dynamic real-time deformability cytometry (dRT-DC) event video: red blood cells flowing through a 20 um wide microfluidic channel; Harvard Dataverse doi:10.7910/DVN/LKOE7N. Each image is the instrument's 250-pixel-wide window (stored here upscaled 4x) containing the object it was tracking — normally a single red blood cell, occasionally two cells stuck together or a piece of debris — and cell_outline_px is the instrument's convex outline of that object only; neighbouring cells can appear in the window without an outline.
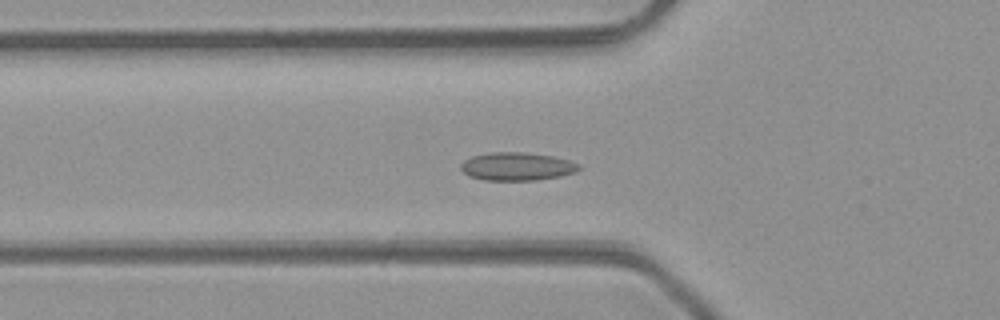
{"species": "common noctule bat (a hibernating species)", "species_latin": "Nyctalus noctula", "temperature_condition": "room temperature", "stored_images_in_passage": 47, "camera_frame_rate_fps": 3000, "um_per_image_px": 0.085, "animal": {"sex": "male", "body_mass_g": 23.1, "forearm_length_mm": 52.7}, "frame": {"image": 1, "passage_image": 15, "time_ms": 4.667, "image_size_px": [1000, 320], "cell_outline_px": [[580, 168], [576, 172], [560, 176], [536, 180], [484, 180], [472, 176], [464, 172], [460, 168], [460, 164], [464, 160], [472, 156], [488, 152], [524, 152], [552, 156], [568, 160], [580, 164]], "centroid_in_image_um": [43.94, 14.14], "position_along_channel_um": 81.9, "area_um2": 19.31}}
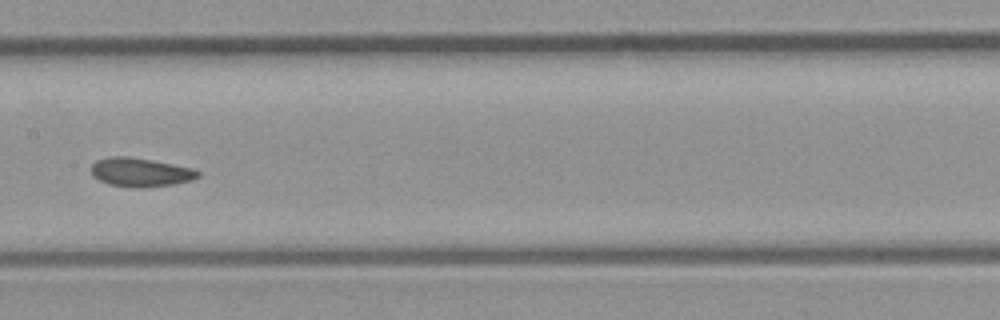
{"frame": {"image": 2, "passage_image": 23, "time_ms": 7.333, "image_size_px": [1000, 320], "cell_outline_px": [[200, 176], [192, 180], [172, 184], [144, 188], [132, 188], [108, 184], [92, 176], [92, 164], [96, 160], [108, 156], [128, 156], [152, 160], [192, 168], [200, 172]], "centroid_in_image_um": [11.92, 14.64], "position_along_channel_um": 195.5, "area_um2": 18.03}}
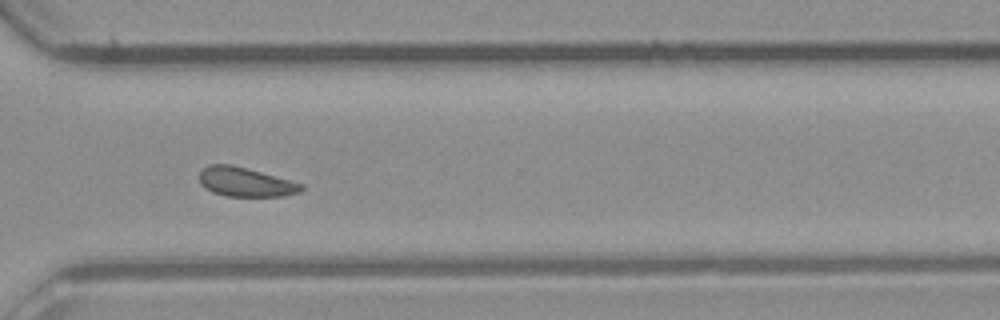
{"frame": {"image": 3, "passage_image": 34, "time_ms": 11.0, "image_size_px": [1000, 320], "cell_outline_px": [[304, 188], [300, 192], [284, 196], [224, 196], [212, 192], [200, 184], [200, 172], [208, 164], [232, 164], [304, 184]], "centroid_in_image_um": [20.86, 15.47], "position_along_channel_um": 349.7, "area_um2": 17.34}, "authors_computed_cell_mechanics": {"area_um2": 17.9758, "velocity_mm_per_s": 4.2179, "shape_relaxation_time_tau1_ms": 9.2343, "shape_relaxation_time_tau2_ms": 3.4332, "deformation_change_tau1": 0.1047, "deformation_change_tau2": 0.0611}}